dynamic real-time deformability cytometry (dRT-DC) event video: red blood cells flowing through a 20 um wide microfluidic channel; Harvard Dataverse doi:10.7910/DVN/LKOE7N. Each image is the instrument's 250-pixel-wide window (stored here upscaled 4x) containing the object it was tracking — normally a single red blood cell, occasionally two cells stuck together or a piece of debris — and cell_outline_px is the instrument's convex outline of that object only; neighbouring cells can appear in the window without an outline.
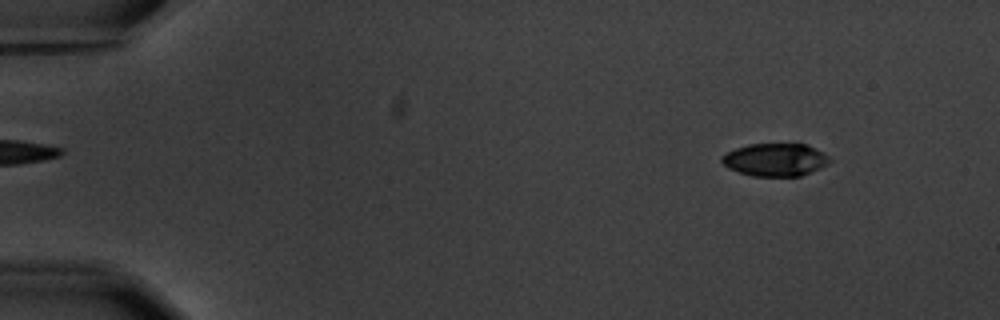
{"species": "common noctule bat (a hibernating species)", "species_latin": "Nyctalus noctula", "temperature_condition": "warm", "stored_images_in_passage": 5, "camera_frame_rate_fps": 3000, "um_per_image_px": 0.085, "animal": {"sex": "male", "body_mass_g": 20.1, "forearm_length_mm": 53.5}, "frame": {"image": 1, "passage_image": 2, "time_ms": 1.333, "image_size_px": [1000, 320], "cell_outline_px": [[832, 160], [828, 164], [820, 168], [800, 176], [752, 176], [728, 168], [720, 160], [720, 156], [736, 148], [748, 144], [808, 144], [824, 152]], "centroid_in_image_um": [65.91, 13.57], "position_along_channel_um": 19.1, "area_um2": 20.69}}